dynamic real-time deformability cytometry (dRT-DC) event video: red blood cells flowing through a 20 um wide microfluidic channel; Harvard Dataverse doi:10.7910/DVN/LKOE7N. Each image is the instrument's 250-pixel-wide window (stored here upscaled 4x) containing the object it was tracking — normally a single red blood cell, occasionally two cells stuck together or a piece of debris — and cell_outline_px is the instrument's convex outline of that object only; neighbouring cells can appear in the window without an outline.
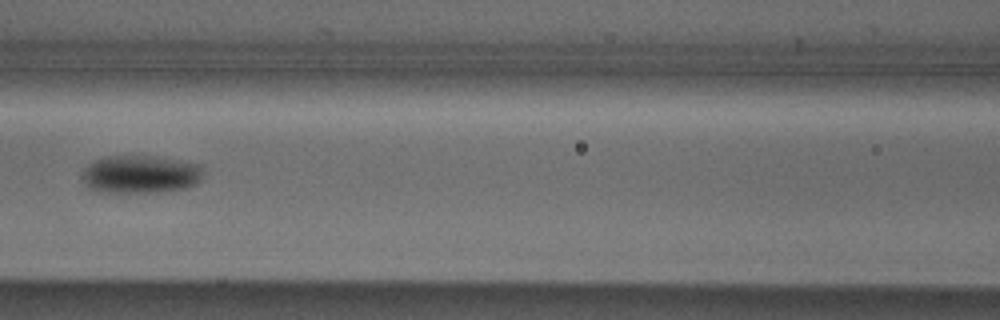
{"species": "Egyptian fruit bat (a non-hibernating species)", "species_latin": "Rousettus aegyptiacus", "temperature_condition": "cold", "stored_images_in_passage": 5, "camera_frame_rate_fps": 3000, "um_per_image_px": 0.085, "animal": {"sex": "male"}, "frame": {"image": 1, "passage_image": 5, "time_ms": 1.333, "image_size_px": [1000, 320], "cell_outline_px": [[204, 172], [200, 180], [196, 184], [188, 188], [164, 192], [100, 192], [88, 188], [84, 184], [80, 176], [84, 168], [92, 160], [108, 156], [152, 156], [200, 164]], "centroid_in_image_um": [11.91, 14.83], "position_along_channel_um": 154.7, "area_um2": 27.22}}